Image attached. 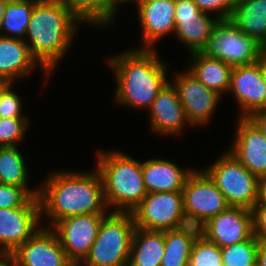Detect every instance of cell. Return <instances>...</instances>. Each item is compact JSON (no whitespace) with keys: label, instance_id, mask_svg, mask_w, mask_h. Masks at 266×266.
Returning a JSON list of instances; mask_svg holds the SVG:
<instances>
[{"label":"cell","instance_id":"cell-15","mask_svg":"<svg viewBox=\"0 0 266 266\" xmlns=\"http://www.w3.org/2000/svg\"><path fill=\"white\" fill-rule=\"evenodd\" d=\"M228 95L234 97L239 118L266 110V85L261 74L260 58L256 63L233 67Z\"/></svg>","mask_w":266,"mask_h":266},{"label":"cell","instance_id":"cell-36","mask_svg":"<svg viewBox=\"0 0 266 266\" xmlns=\"http://www.w3.org/2000/svg\"><path fill=\"white\" fill-rule=\"evenodd\" d=\"M266 138V110L256 111L247 117Z\"/></svg>","mask_w":266,"mask_h":266},{"label":"cell","instance_id":"cell-11","mask_svg":"<svg viewBox=\"0 0 266 266\" xmlns=\"http://www.w3.org/2000/svg\"><path fill=\"white\" fill-rule=\"evenodd\" d=\"M135 4L136 20L141 38L136 49H157L163 38L175 32V0H128L123 6Z\"/></svg>","mask_w":266,"mask_h":266},{"label":"cell","instance_id":"cell-43","mask_svg":"<svg viewBox=\"0 0 266 266\" xmlns=\"http://www.w3.org/2000/svg\"><path fill=\"white\" fill-rule=\"evenodd\" d=\"M122 6L128 1V0H117Z\"/></svg>","mask_w":266,"mask_h":266},{"label":"cell","instance_id":"cell-37","mask_svg":"<svg viewBox=\"0 0 266 266\" xmlns=\"http://www.w3.org/2000/svg\"><path fill=\"white\" fill-rule=\"evenodd\" d=\"M255 206H266V178L259 181L258 201Z\"/></svg>","mask_w":266,"mask_h":266},{"label":"cell","instance_id":"cell-45","mask_svg":"<svg viewBox=\"0 0 266 266\" xmlns=\"http://www.w3.org/2000/svg\"><path fill=\"white\" fill-rule=\"evenodd\" d=\"M247 266H258L257 263H254L252 265H247Z\"/></svg>","mask_w":266,"mask_h":266},{"label":"cell","instance_id":"cell-18","mask_svg":"<svg viewBox=\"0 0 266 266\" xmlns=\"http://www.w3.org/2000/svg\"><path fill=\"white\" fill-rule=\"evenodd\" d=\"M200 229L201 235L220 248L242 242L254 235L253 211L229 206Z\"/></svg>","mask_w":266,"mask_h":266},{"label":"cell","instance_id":"cell-23","mask_svg":"<svg viewBox=\"0 0 266 266\" xmlns=\"http://www.w3.org/2000/svg\"><path fill=\"white\" fill-rule=\"evenodd\" d=\"M68 10L88 28L101 31L115 24L122 5L117 0H59ZM121 7V8H120ZM119 10V11H118Z\"/></svg>","mask_w":266,"mask_h":266},{"label":"cell","instance_id":"cell-19","mask_svg":"<svg viewBox=\"0 0 266 266\" xmlns=\"http://www.w3.org/2000/svg\"><path fill=\"white\" fill-rule=\"evenodd\" d=\"M235 118L233 141L227 149L252 174L266 178V138L248 118Z\"/></svg>","mask_w":266,"mask_h":266},{"label":"cell","instance_id":"cell-21","mask_svg":"<svg viewBox=\"0 0 266 266\" xmlns=\"http://www.w3.org/2000/svg\"><path fill=\"white\" fill-rule=\"evenodd\" d=\"M194 166H179L170 159H142V173L148 193L182 191Z\"/></svg>","mask_w":266,"mask_h":266},{"label":"cell","instance_id":"cell-2","mask_svg":"<svg viewBox=\"0 0 266 266\" xmlns=\"http://www.w3.org/2000/svg\"><path fill=\"white\" fill-rule=\"evenodd\" d=\"M158 52V49L131 47L104 59V64L115 77L113 102L133 111L147 112L150 109L159 91L171 78L168 77L169 61L160 57Z\"/></svg>","mask_w":266,"mask_h":266},{"label":"cell","instance_id":"cell-24","mask_svg":"<svg viewBox=\"0 0 266 266\" xmlns=\"http://www.w3.org/2000/svg\"><path fill=\"white\" fill-rule=\"evenodd\" d=\"M164 252V231L136 227L127 266H161Z\"/></svg>","mask_w":266,"mask_h":266},{"label":"cell","instance_id":"cell-17","mask_svg":"<svg viewBox=\"0 0 266 266\" xmlns=\"http://www.w3.org/2000/svg\"><path fill=\"white\" fill-rule=\"evenodd\" d=\"M148 112L149 128L156 136L175 137L184 135L192 125L187 119L177 91L168 81L159 91Z\"/></svg>","mask_w":266,"mask_h":266},{"label":"cell","instance_id":"cell-4","mask_svg":"<svg viewBox=\"0 0 266 266\" xmlns=\"http://www.w3.org/2000/svg\"><path fill=\"white\" fill-rule=\"evenodd\" d=\"M102 184L106 206L110 212H132L148 193L142 161L124 151L97 149L94 157Z\"/></svg>","mask_w":266,"mask_h":266},{"label":"cell","instance_id":"cell-30","mask_svg":"<svg viewBox=\"0 0 266 266\" xmlns=\"http://www.w3.org/2000/svg\"><path fill=\"white\" fill-rule=\"evenodd\" d=\"M30 123L32 124L29 117L0 118V147H15L22 144L31 128Z\"/></svg>","mask_w":266,"mask_h":266},{"label":"cell","instance_id":"cell-13","mask_svg":"<svg viewBox=\"0 0 266 266\" xmlns=\"http://www.w3.org/2000/svg\"><path fill=\"white\" fill-rule=\"evenodd\" d=\"M219 19L201 12L193 0H175V32L173 37L188 52H201Z\"/></svg>","mask_w":266,"mask_h":266},{"label":"cell","instance_id":"cell-28","mask_svg":"<svg viewBox=\"0 0 266 266\" xmlns=\"http://www.w3.org/2000/svg\"><path fill=\"white\" fill-rule=\"evenodd\" d=\"M38 0H10L2 17L1 36L23 39Z\"/></svg>","mask_w":266,"mask_h":266},{"label":"cell","instance_id":"cell-38","mask_svg":"<svg viewBox=\"0 0 266 266\" xmlns=\"http://www.w3.org/2000/svg\"><path fill=\"white\" fill-rule=\"evenodd\" d=\"M256 263L258 266H266V242H260L256 255Z\"/></svg>","mask_w":266,"mask_h":266},{"label":"cell","instance_id":"cell-10","mask_svg":"<svg viewBox=\"0 0 266 266\" xmlns=\"http://www.w3.org/2000/svg\"><path fill=\"white\" fill-rule=\"evenodd\" d=\"M183 68L172 74L169 81L177 91L192 128H206L204 126H209L216 116L223 97L198 81L186 67Z\"/></svg>","mask_w":266,"mask_h":266},{"label":"cell","instance_id":"cell-32","mask_svg":"<svg viewBox=\"0 0 266 266\" xmlns=\"http://www.w3.org/2000/svg\"><path fill=\"white\" fill-rule=\"evenodd\" d=\"M15 84L10 83L0 96V118L5 117H29L24 112V103L18 90L15 91Z\"/></svg>","mask_w":266,"mask_h":266},{"label":"cell","instance_id":"cell-3","mask_svg":"<svg viewBox=\"0 0 266 266\" xmlns=\"http://www.w3.org/2000/svg\"><path fill=\"white\" fill-rule=\"evenodd\" d=\"M80 26L86 27L59 0H38L34 4L24 40L32 56L51 76L73 50Z\"/></svg>","mask_w":266,"mask_h":266},{"label":"cell","instance_id":"cell-1","mask_svg":"<svg viewBox=\"0 0 266 266\" xmlns=\"http://www.w3.org/2000/svg\"><path fill=\"white\" fill-rule=\"evenodd\" d=\"M49 170L39 183L42 225L51 227L66 217L108 214L98 170ZM46 221V222H45Z\"/></svg>","mask_w":266,"mask_h":266},{"label":"cell","instance_id":"cell-42","mask_svg":"<svg viewBox=\"0 0 266 266\" xmlns=\"http://www.w3.org/2000/svg\"><path fill=\"white\" fill-rule=\"evenodd\" d=\"M10 83L7 82L6 80L0 79V96L4 89L9 85Z\"/></svg>","mask_w":266,"mask_h":266},{"label":"cell","instance_id":"cell-5","mask_svg":"<svg viewBox=\"0 0 266 266\" xmlns=\"http://www.w3.org/2000/svg\"><path fill=\"white\" fill-rule=\"evenodd\" d=\"M136 225L131 212H109L80 266H127Z\"/></svg>","mask_w":266,"mask_h":266},{"label":"cell","instance_id":"cell-9","mask_svg":"<svg viewBox=\"0 0 266 266\" xmlns=\"http://www.w3.org/2000/svg\"><path fill=\"white\" fill-rule=\"evenodd\" d=\"M137 228L164 231L187 225L182 191L147 193L131 212Z\"/></svg>","mask_w":266,"mask_h":266},{"label":"cell","instance_id":"cell-16","mask_svg":"<svg viewBox=\"0 0 266 266\" xmlns=\"http://www.w3.org/2000/svg\"><path fill=\"white\" fill-rule=\"evenodd\" d=\"M14 266H73L56 233L42 226L12 253Z\"/></svg>","mask_w":266,"mask_h":266},{"label":"cell","instance_id":"cell-20","mask_svg":"<svg viewBox=\"0 0 266 266\" xmlns=\"http://www.w3.org/2000/svg\"><path fill=\"white\" fill-rule=\"evenodd\" d=\"M36 70L41 71L44 86L48 85L52 76L32 56L25 40L0 35V79L19 84Z\"/></svg>","mask_w":266,"mask_h":266},{"label":"cell","instance_id":"cell-22","mask_svg":"<svg viewBox=\"0 0 266 266\" xmlns=\"http://www.w3.org/2000/svg\"><path fill=\"white\" fill-rule=\"evenodd\" d=\"M185 62L183 65L198 81L225 98L230 87L232 66L200 52L189 54Z\"/></svg>","mask_w":266,"mask_h":266},{"label":"cell","instance_id":"cell-34","mask_svg":"<svg viewBox=\"0 0 266 266\" xmlns=\"http://www.w3.org/2000/svg\"><path fill=\"white\" fill-rule=\"evenodd\" d=\"M193 2L201 12L212 15L219 20H229L236 0H193Z\"/></svg>","mask_w":266,"mask_h":266},{"label":"cell","instance_id":"cell-8","mask_svg":"<svg viewBox=\"0 0 266 266\" xmlns=\"http://www.w3.org/2000/svg\"><path fill=\"white\" fill-rule=\"evenodd\" d=\"M182 192L187 223L199 228L229 207L225 196L201 168L195 167L187 177Z\"/></svg>","mask_w":266,"mask_h":266},{"label":"cell","instance_id":"cell-33","mask_svg":"<svg viewBox=\"0 0 266 266\" xmlns=\"http://www.w3.org/2000/svg\"><path fill=\"white\" fill-rule=\"evenodd\" d=\"M32 198L23 187L0 183V209L24 207Z\"/></svg>","mask_w":266,"mask_h":266},{"label":"cell","instance_id":"cell-27","mask_svg":"<svg viewBox=\"0 0 266 266\" xmlns=\"http://www.w3.org/2000/svg\"><path fill=\"white\" fill-rule=\"evenodd\" d=\"M200 234L201 229L190 224L164 230L165 252L161 266H188L192 246Z\"/></svg>","mask_w":266,"mask_h":266},{"label":"cell","instance_id":"cell-44","mask_svg":"<svg viewBox=\"0 0 266 266\" xmlns=\"http://www.w3.org/2000/svg\"><path fill=\"white\" fill-rule=\"evenodd\" d=\"M2 253H6L3 249H2V247L0 246V254H2Z\"/></svg>","mask_w":266,"mask_h":266},{"label":"cell","instance_id":"cell-31","mask_svg":"<svg viewBox=\"0 0 266 266\" xmlns=\"http://www.w3.org/2000/svg\"><path fill=\"white\" fill-rule=\"evenodd\" d=\"M188 266H223L220 247L200 234L192 246Z\"/></svg>","mask_w":266,"mask_h":266},{"label":"cell","instance_id":"cell-26","mask_svg":"<svg viewBox=\"0 0 266 266\" xmlns=\"http://www.w3.org/2000/svg\"><path fill=\"white\" fill-rule=\"evenodd\" d=\"M229 20L266 47V0H236Z\"/></svg>","mask_w":266,"mask_h":266},{"label":"cell","instance_id":"cell-41","mask_svg":"<svg viewBox=\"0 0 266 266\" xmlns=\"http://www.w3.org/2000/svg\"><path fill=\"white\" fill-rule=\"evenodd\" d=\"M10 0H0V29L2 26V17L6 11L7 5ZM0 35H1V30H0Z\"/></svg>","mask_w":266,"mask_h":266},{"label":"cell","instance_id":"cell-29","mask_svg":"<svg viewBox=\"0 0 266 266\" xmlns=\"http://www.w3.org/2000/svg\"><path fill=\"white\" fill-rule=\"evenodd\" d=\"M261 241L253 235L250 239L221 249L223 266H247L256 263V255Z\"/></svg>","mask_w":266,"mask_h":266},{"label":"cell","instance_id":"cell-14","mask_svg":"<svg viewBox=\"0 0 266 266\" xmlns=\"http://www.w3.org/2000/svg\"><path fill=\"white\" fill-rule=\"evenodd\" d=\"M42 226L38 197H33L24 207L0 209V246L12 253Z\"/></svg>","mask_w":266,"mask_h":266},{"label":"cell","instance_id":"cell-6","mask_svg":"<svg viewBox=\"0 0 266 266\" xmlns=\"http://www.w3.org/2000/svg\"><path fill=\"white\" fill-rule=\"evenodd\" d=\"M201 169L216 184L229 206L253 209L257 204L260 179L228 149Z\"/></svg>","mask_w":266,"mask_h":266},{"label":"cell","instance_id":"cell-25","mask_svg":"<svg viewBox=\"0 0 266 266\" xmlns=\"http://www.w3.org/2000/svg\"><path fill=\"white\" fill-rule=\"evenodd\" d=\"M27 161L19 146L0 147V183L23 187L32 197H38L39 185H30Z\"/></svg>","mask_w":266,"mask_h":266},{"label":"cell","instance_id":"cell-40","mask_svg":"<svg viewBox=\"0 0 266 266\" xmlns=\"http://www.w3.org/2000/svg\"><path fill=\"white\" fill-rule=\"evenodd\" d=\"M260 68L264 84L266 85V51L260 57Z\"/></svg>","mask_w":266,"mask_h":266},{"label":"cell","instance_id":"cell-12","mask_svg":"<svg viewBox=\"0 0 266 266\" xmlns=\"http://www.w3.org/2000/svg\"><path fill=\"white\" fill-rule=\"evenodd\" d=\"M106 215L88 214L66 217L50 227L74 264H80L89 254L100 224Z\"/></svg>","mask_w":266,"mask_h":266},{"label":"cell","instance_id":"cell-39","mask_svg":"<svg viewBox=\"0 0 266 266\" xmlns=\"http://www.w3.org/2000/svg\"><path fill=\"white\" fill-rule=\"evenodd\" d=\"M0 266H14L11 253L0 254Z\"/></svg>","mask_w":266,"mask_h":266},{"label":"cell","instance_id":"cell-35","mask_svg":"<svg viewBox=\"0 0 266 266\" xmlns=\"http://www.w3.org/2000/svg\"><path fill=\"white\" fill-rule=\"evenodd\" d=\"M252 211L254 235L261 242H266V206H254Z\"/></svg>","mask_w":266,"mask_h":266},{"label":"cell","instance_id":"cell-7","mask_svg":"<svg viewBox=\"0 0 266 266\" xmlns=\"http://www.w3.org/2000/svg\"><path fill=\"white\" fill-rule=\"evenodd\" d=\"M265 51L262 43L242 32L232 21L219 20L200 53L235 67L258 62Z\"/></svg>","mask_w":266,"mask_h":266}]
</instances>
